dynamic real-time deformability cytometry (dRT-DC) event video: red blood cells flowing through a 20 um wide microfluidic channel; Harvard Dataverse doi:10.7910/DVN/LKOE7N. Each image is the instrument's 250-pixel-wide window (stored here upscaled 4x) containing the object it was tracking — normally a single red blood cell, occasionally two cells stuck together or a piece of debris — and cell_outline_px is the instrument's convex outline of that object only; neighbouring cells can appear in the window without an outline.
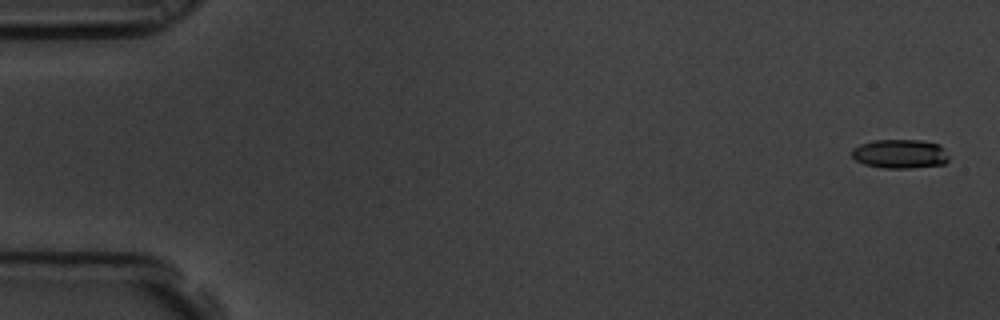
{"species": "common noctule bat (a hibernating species)", "species_latin": "Nyctalus noctula", "temperature_condition": "room temperature", "stored_images_in_passage": 6, "camera_frame_rate_fps": 3000, "um_per_image_px": 0.085, "animal": {"sex": "male", "body_mass_g": 19.5, "forearm_length_mm": 54.6}, "frame": {"image": 1, "passage_image": 1, "time_ms": 0.0, "image_size_px": [1000, 320], "cell_outline_px": [[948, 160], [944, 164], [912, 168], [884, 168], [864, 164], [856, 160], [852, 156], [852, 148], [860, 144], [872, 140], [920, 140], [940, 144], [944, 148], [948, 156]], "centroid_in_image_um": [76.51, 13.07], "position_along_channel_um": 8.5, "area_um2": 16.53}}
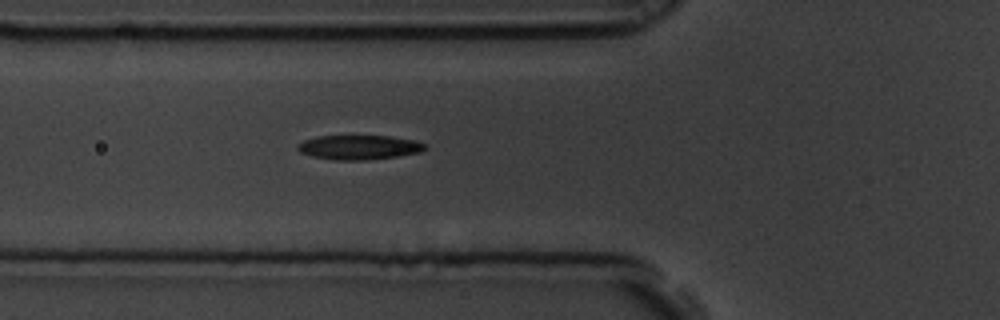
{"frame": {"image": 2, "passage_image": 6, "time_ms": 1.667, "image_size_px": [1000, 320], "cell_outline_px": [[428, 148], [420, 152], [400, 156], [364, 160], [332, 160], [312, 156], [300, 152], [296, 148], [296, 144], [304, 140], [316, 136], [388, 136], [412, 140], [424, 144]], "centroid_in_image_um": [30.47, 12.53], "position_along_channel_um": 95.3, "area_um2": 18.15}}